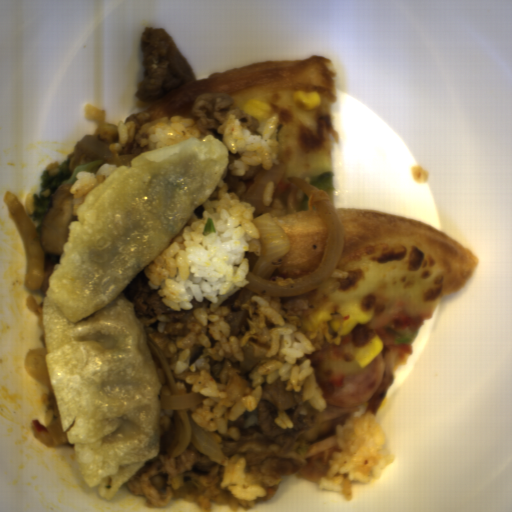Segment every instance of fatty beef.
<instances>
[{"mask_svg": "<svg viewBox=\"0 0 512 512\" xmlns=\"http://www.w3.org/2000/svg\"><path fill=\"white\" fill-rule=\"evenodd\" d=\"M151 119L152 113L143 111L134 112L128 116L127 120L134 123L135 135L119 152L110 149L112 143L119 142L117 124H103L95 132L87 133L80 138L73 151L67 155L70 171L81 164L93 161H103L105 164L119 168L130 166L133 159L149 152L150 140L148 136L141 134V128Z\"/></svg>", "mask_w": 512, "mask_h": 512, "instance_id": "2513f850", "label": "fatty beef"}, {"mask_svg": "<svg viewBox=\"0 0 512 512\" xmlns=\"http://www.w3.org/2000/svg\"><path fill=\"white\" fill-rule=\"evenodd\" d=\"M228 161L226 168L222 174L225 185L228 187V192L234 193L241 199L246 195L248 190L251 188L258 175L262 171V165H255L249 167L243 175H235L231 167L233 163L240 159V153L227 151Z\"/></svg>", "mask_w": 512, "mask_h": 512, "instance_id": "f438e4f6", "label": "fatty beef"}, {"mask_svg": "<svg viewBox=\"0 0 512 512\" xmlns=\"http://www.w3.org/2000/svg\"><path fill=\"white\" fill-rule=\"evenodd\" d=\"M177 421L175 411L161 408L159 452L123 485L156 508H164L175 499L197 505L207 512L214 502L233 512L249 508L250 503L222 489V463L212 462L198 450L195 443L190 442L180 456L167 454V449L177 436Z\"/></svg>", "mask_w": 512, "mask_h": 512, "instance_id": "1bbc456c", "label": "fatty beef"}, {"mask_svg": "<svg viewBox=\"0 0 512 512\" xmlns=\"http://www.w3.org/2000/svg\"><path fill=\"white\" fill-rule=\"evenodd\" d=\"M71 185L59 187L52 198V206L42 221V247L47 254L63 256L65 244L70 242L69 227L74 216V197Z\"/></svg>", "mask_w": 512, "mask_h": 512, "instance_id": "6575b59f", "label": "fatty beef"}, {"mask_svg": "<svg viewBox=\"0 0 512 512\" xmlns=\"http://www.w3.org/2000/svg\"><path fill=\"white\" fill-rule=\"evenodd\" d=\"M190 114L198 132L212 135L223 142V135L218 128L229 116L236 119L248 131H257L260 122L258 119L239 110L234 99L227 93L202 94L195 99Z\"/></svg>", "mask_w": 512, "mask_h": 512, "instance_id": "7934fd38", "label": "fatty beef"}, {"mask_svg": "<svg viewBox=\"0 0 512 512\" xmlns=\"http://www.w3.org/2000/svg\"><path fill=\"white\" fill-rule=\"evenodd\" d=\"M145 275V268L141 269L123 293L133 303L146 337L170 359L179 354L176 340L190 334L196 319L187 309L173 310L165 305L158 292L148 286Z\"/></svg>", "mask_w": 512, "mask_h": 512, "instance_id": "51303b74", "label": "fatty beef"}, {"mask_svg": "<svg viewBox=\"0 0 512 512\" xmlns=\"http://www.w3.org/2000/svg\"><path fill=\"white\" fill-rule=\"evenodd\" d=\"M54 270H55V268L51 269V270L44 271L43 283H42V286L39 288L44 297L49 289L51 274L53 273Z\"/></svg>", "mask_w": 512, "mask_h": 512, "instance_id": "9584ab52", "label": "fatty beef"}, {"mask_svg": "<svg viewBox=\"0 0 512 512\" xmlns=\"http://www.w3.org/2000/svg\"><path fill=\"white\" fill-rule=\"evenodd\" d=\"M48 407L50 409V411L57 417H61L60 415V411H59V407H58V403H57V400H56V397H55V394L54 392L49 388V403H48Z\"/></svg>", "mask_w": 512, "mask_h": 512, "instance_id": "90047fb2", "label": "fatty beef"}, {"mask_svg": "<svg viewBox=\"0 0 512 512\" xmlns=\"http://www.w3.org/2000/svg\"><path fill=\"white\" fill-rule=\"evenodd\" d=\"M143 76L136 89L143 103H153L195 80L174 37L163 27H148L140 37Z\"/></svg>", "mask_w": 512, "mask_h": 512, "instance_id": "5ad873be", "label": "fatty beef"}, {"mask_svg": "<svg viewBox=\"0 0 512 512\" xmlns=\"http://www.w3.org/2000/svg\"><path fill=\"white\" fill-rule=\"evenodd\" d=\"M356 406L314 407L285 382L264 386L259 400L238 420V438L216 442L224 457L242 458L244 472L272 499L286 476L319 481L339 449L338 425L348 423Z\"/></svg>", "mask_w": 512, "mask_h": 512, "instance_id": "8fa450e3", "label": "fatty beef"}]
</instances>
